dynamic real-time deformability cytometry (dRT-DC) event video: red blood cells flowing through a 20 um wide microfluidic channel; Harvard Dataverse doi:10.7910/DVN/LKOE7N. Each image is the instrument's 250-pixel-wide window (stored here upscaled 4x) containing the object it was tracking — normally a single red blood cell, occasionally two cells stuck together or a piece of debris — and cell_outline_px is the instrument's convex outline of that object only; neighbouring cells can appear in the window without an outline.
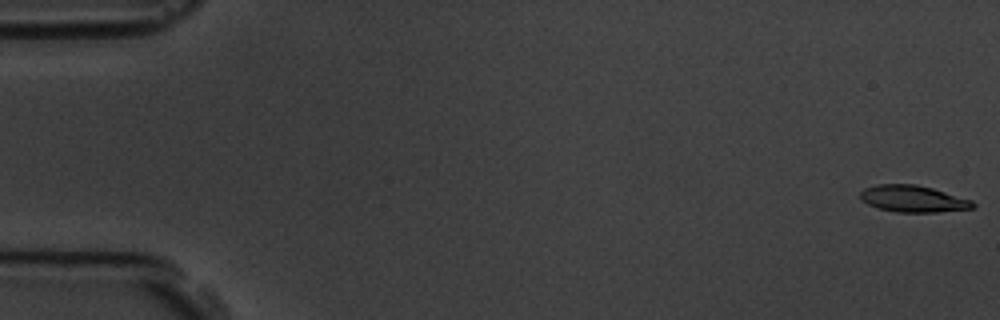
{"species": "common noctule bat (a hibernating species)", "species_latin": "Nyctalus noctula", "temperature_condition": "room temperature", "stored_images_in_passage": 6, "camera_frame_rate_fps": 3000, "um_per_image_px": 0.085, "animal": {"sex": "male", "body_mass_g": 19.5, "forearm_length_mm": 54.6}, "frame": {"image": 1, "passage_image": 1, "time_ms": 0.0, "image_size_px": [1000, 320], "cell_outline_px": [[976, 204], [972, 208], [936, 212], [896, 212], [880, 208], [868, 204], [860, 200], [860, 192], [864, 188], [876, 184], [916, 184], [932, 188], [972, 200]], "centroid_in_image_um": [77.58, 16.89], "position_along_channel_um": 7.4, "area_um2": 17.46}}
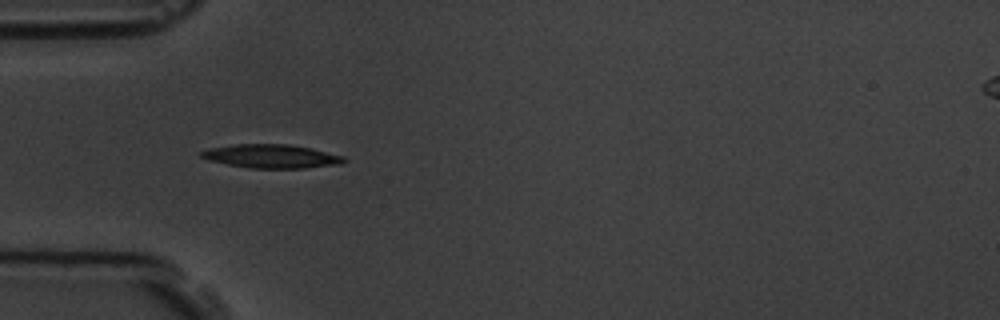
{"frame": {"image": 2, "passage_image": 5, "time_ms": 5.667, "image_size_px": [1000, 320], "cell_outline_px": [[344, 160], [340, 164], [304, 168], [248, 168], [208, 160], [200, 156], [200, 152], [208, 148], [236, 144], [288, 144], [312, 148], [344, 156]], "centroid_in_image_um": [23.05, 13.27], "position_along_channel_um": 62.0, "area_um2": 19.59}}
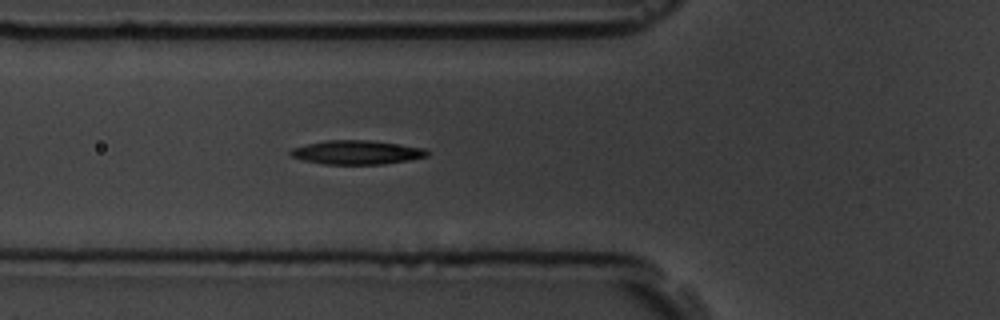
{"frame": {"image": 3, "passage_image": 6, "time_ms": 6.667, "image_size_px": [1000, 320], "cell_outline_px": [[428, 156], [408, 160], [384, 164], [324, 164], [304, 160], [292, 156], [288, 152], [292, 148], [308, 144], [328, 140], [368, 140], [428, 148]], "centroid_in_image_um": [30.36, 12.95], "position_along_channel_um": 95.4, "area_um2": 18.96}}